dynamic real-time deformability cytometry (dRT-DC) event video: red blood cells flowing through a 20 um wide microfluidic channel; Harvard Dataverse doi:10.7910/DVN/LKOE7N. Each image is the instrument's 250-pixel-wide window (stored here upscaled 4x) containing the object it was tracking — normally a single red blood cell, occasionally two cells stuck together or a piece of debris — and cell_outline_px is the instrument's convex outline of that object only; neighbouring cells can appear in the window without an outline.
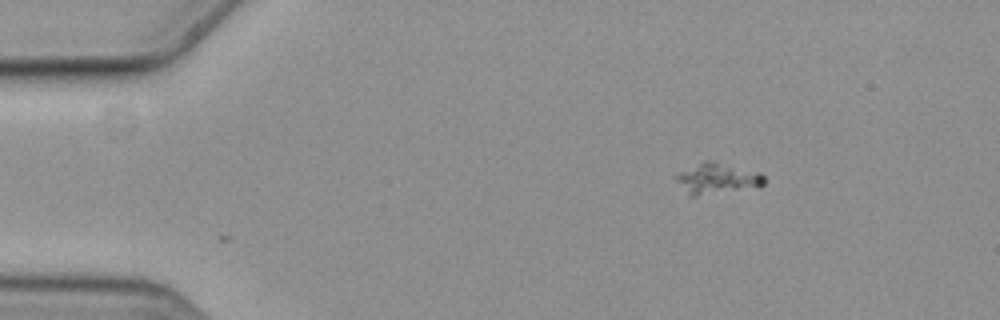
{"species": "common noctule bat (a hibernating species)", "species_latin": "Nyctalus noctula", "temperature_condition": "cold", "stored_images_in_passage": 50, "camera_frame_rate_fps": 3000, "um_per_image_px": 0.085, "animal": {"sex": "female", "body_mass_g": 19.3, "forearm_length_mm": 54.1}, "frame": {"image": 1, "passage_image": 1, "time_ms": 0.0, "image_size_px": [1000, 320], "cell_outline_px": [[764, 184], [696, 196], [688, 196], [676, 180], [676, 176], [680, 172], [704, 160], [716, 160], [760, 172], [764, 176]], "centroid_in_image_um": [60.92, 15.13], "position_along_channel_um": 24.1, "area_um2": 15.49}}
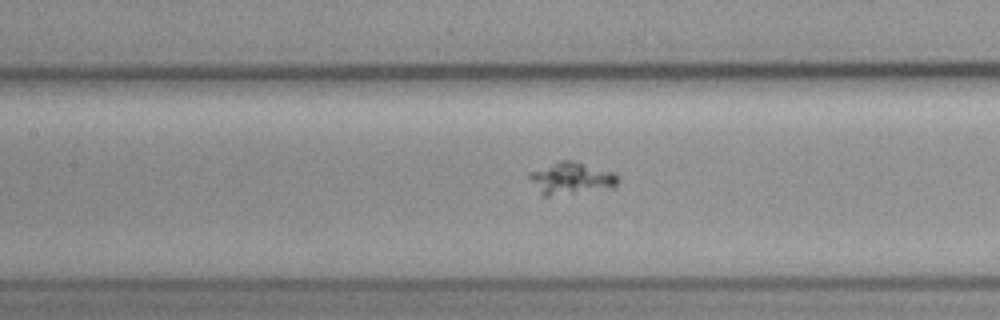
{"frame": {"image": 2, "passage_image": 19, "time_ms": 6.0, "image_size_px": [1000, 320], "cell_outline_px": [[620, 180], [612, 188], [548, 196], [544, 196], [540, 192], [528, 176], [528, 172], [560, 160], [572, 160], [616, 172]], "centroid_in_image_um": [48.59, 15.14], "position_along_channel_um": 158.8, "area_um2": 16.53}}
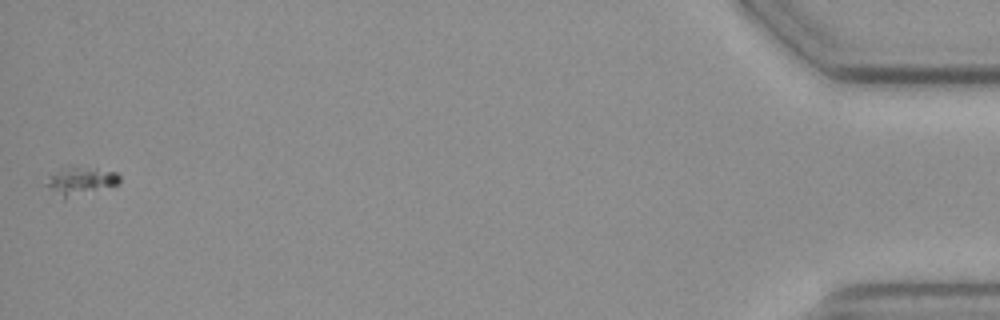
{"frame": {"image": 3, "passage_image": 50, "time_ms": 16.333, "image_size_px": [1000, 320], "cell_outline_px": [[120, 180], [116, 184], [64, 200], [48, 188], [44, 184], [48, 176], [64, 164], [72, 164], [96, 168], [116, 172], [120, 176]], "centroid_in_image_um": [6.75, 15.33], "position_along_channel_um": 428.4, "area_um2": 12.48}}